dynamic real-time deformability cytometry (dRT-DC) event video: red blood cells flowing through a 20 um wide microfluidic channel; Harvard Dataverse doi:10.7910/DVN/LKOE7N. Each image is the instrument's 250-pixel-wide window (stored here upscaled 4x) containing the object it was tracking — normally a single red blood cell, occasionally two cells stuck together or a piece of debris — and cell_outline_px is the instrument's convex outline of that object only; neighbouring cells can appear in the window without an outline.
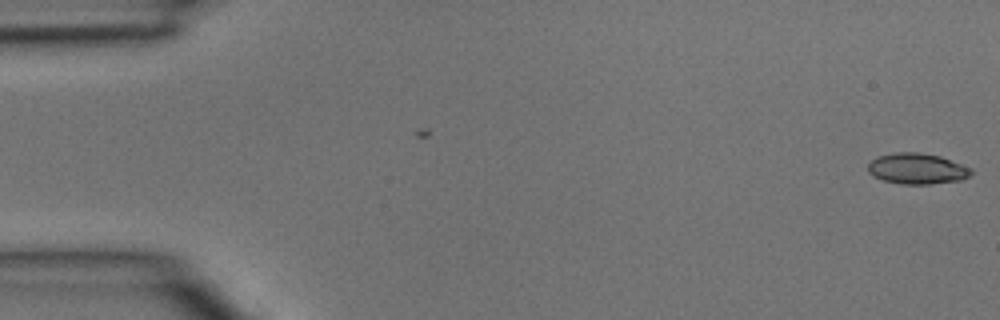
{"species": "common noctule bat (a hibernating species)", "species_latin": "Nyctalus noctula", "temperature_condition": "room temperature", "stored_images_in_passage": 4, "camera_frame_rate_fps": 3000, "um_per_image_px": 0.085, "animal": {"sex": "male", "body_mass_g": 15.6}, "frame": {"image": 1, "passage_image": 1, "time_ms": 0.0, "image_size_px": [1000, 320], "cell_outline_px": [[972, 172], [968, 176], [960, 180], [928, 184], [900, 184], [884, 180], [872, 176], [868, 172], [868, 164], [872, 160], [880, 156], [896, 152], [916, 152], [940, 156], [972, 168]], "centroid_in_image_um": [77.94, 14.34], "position_along_channel_um": 7.1, "area_um2": 18.38}}
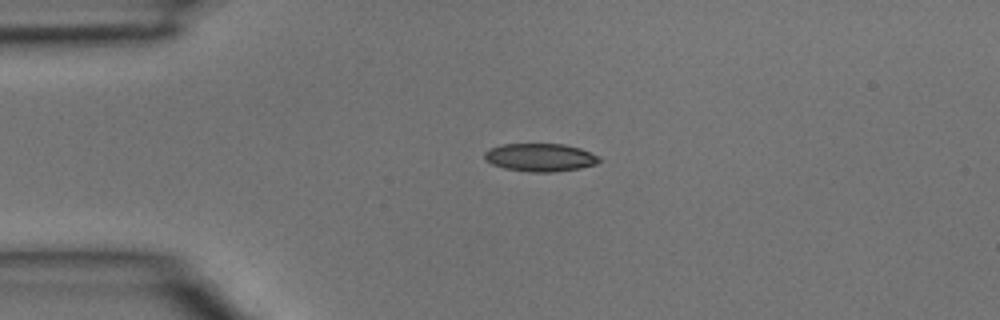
{"frame": {"image": 2, "passage_image": 3, "time_ms": 0.667, "image_size_px": [1000, 320], "cell_outline_px": [[600, 160], [596, 164], [580, 168], [552, 172], [532, 172], [504, 168], [492, 164], [484, 156], [484, 152], [488, 148], [504, 144], [564, 144], [580, 148], [600, 156]], "centroid_in_image_um": [45.93, 13.37], "position_along_channel_um": 39.1, "area_um2": 18.67}}
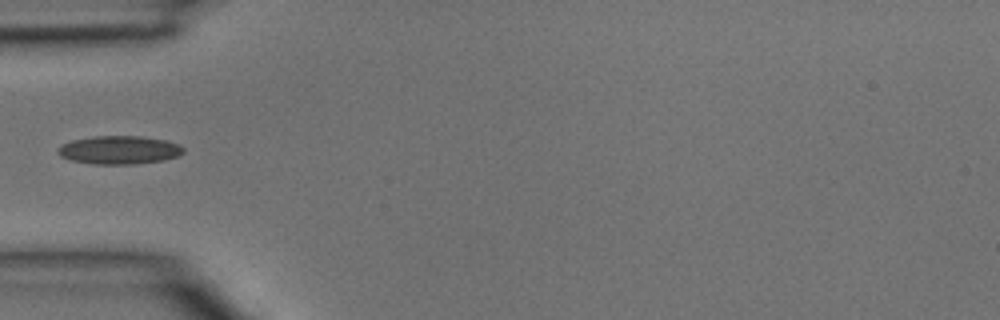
{"frame": {"image": 3, "passage_image": 4, "time_ms": 1.0, "image_size_px": [1000, 320], "cell_outline_px": [[184, 152], [180, 156], [164, 160], [132, 164], [92, 164], [72, 160], [60, 156], [56, 152], [56, 148], [72, 140], [96, 136], [140, 136], [164, 140], [176, 144], [184, 148]], "centroid_in_image_um": [10.12, 12.75], "position_along_channel_um": 74.9, "area_um2": 20.63}}